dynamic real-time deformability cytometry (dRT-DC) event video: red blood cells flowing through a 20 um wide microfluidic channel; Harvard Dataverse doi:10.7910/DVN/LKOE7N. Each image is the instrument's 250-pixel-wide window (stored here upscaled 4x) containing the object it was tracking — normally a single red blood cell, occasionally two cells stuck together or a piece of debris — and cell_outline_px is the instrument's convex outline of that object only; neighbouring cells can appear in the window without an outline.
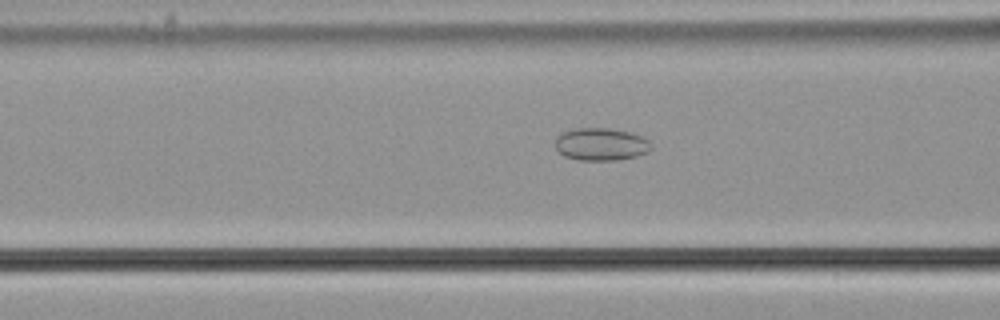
{"species": "common noctule bat (a hibernating species)", "species_latin": "Nyctalus noctula", "temperature_condition": "cold", "stored_images_in_passage": 51, "camera_frame_rate_fps": 3000, "um_per_image_px": 0.085, "animal": {"sex": "male", "body_mass_g": 21.5, "forearm_length_mm": 52.0}, "frame": {"image": 1, "passage_image": 23, "time_ms": 7.333, "image_size_px": [1000, 320], "cell_outline_px": [[652, 148], [648, 152], [636, 156], [616, 160], [580, 160], [564, 156], [556, 148], [556, 136], [572, 128], [608, 128], [632, 132], [648, 140], [652, 144]], "centroid_in_image_um": [51.1, 12.25], "position_along_channel_um": 115.5, "area_um2": 18.26}}
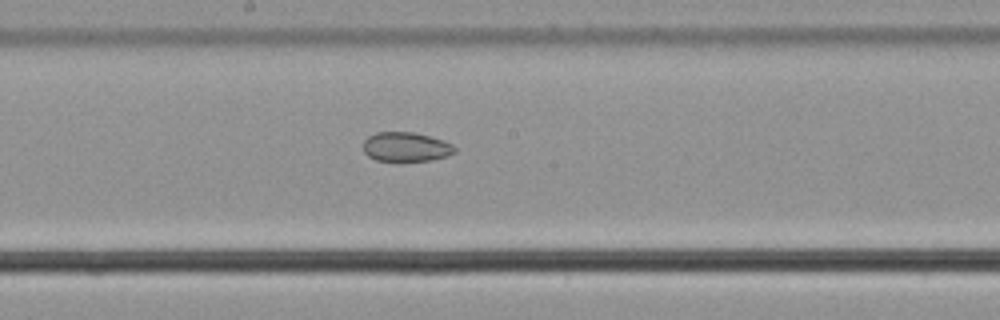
{"frame": {"image": 2, "passage_image": 31, "time_ms": 10.0, "image_size_px": [1000, 320], "cell_outline_px": [[456, 152], [448, 156], [432, 160], [400, 164], [376, 160], [368, 156], [364, 152], [364, 140], [368, 136], [376, 132], [412, 132], [444, 140], [452, 144], [456, 148]], "centroid_in_image_um": [34.51, 12.54], "position_along_channel_um": 213.7, "area_um2": 16.36}}
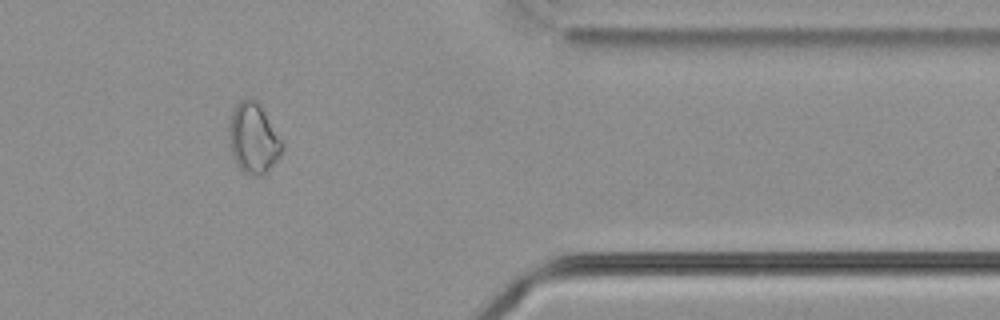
{"frame": {"image": 3, "passage_image": 47, "time_ms": 15.333, "image_size_px": [1000, 320], "cell_outline_px": [[284, 152], [260, 176], [256, 176], [244, 172], [240, 168], [232, 152], [228, 136], [228, 128], [232, 112], [236, 104], [244, 96], [248, 96], [256, 100], [264, 112], [284, 144]], "centroid_in_image_um": [21.53, 11.71], "position_along_channel_um": 389.9, "area_um2": 21.5}}